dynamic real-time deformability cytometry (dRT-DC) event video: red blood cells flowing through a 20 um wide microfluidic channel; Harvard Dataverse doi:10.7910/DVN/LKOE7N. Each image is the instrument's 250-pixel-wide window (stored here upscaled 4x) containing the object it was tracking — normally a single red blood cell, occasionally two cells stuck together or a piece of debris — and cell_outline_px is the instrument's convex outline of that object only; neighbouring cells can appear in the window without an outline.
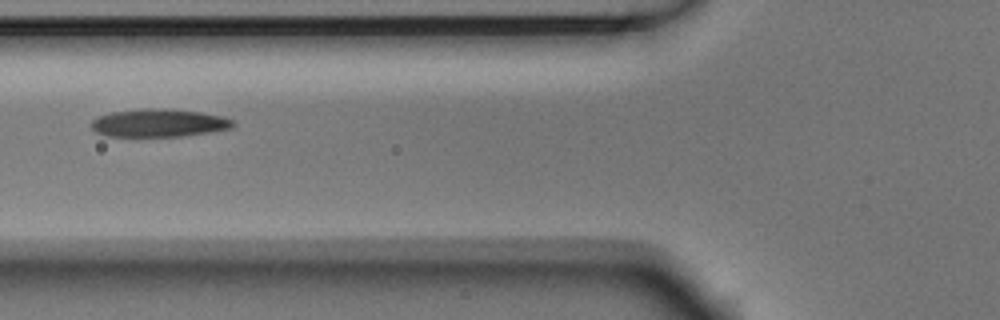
{"species": "Egyptian fruit bat (a non-hibernating species)", "species_latin": "Rousettus aegyptiacus", "temperature_condition": "room temperature", "stored_images_in_passage": 5, "camera_frame_rate_fps": 3000, "um_per_image_px": 0.085, "animal": {"sex": "male"}, "frame": {"image": 1, "passage_image": 5, "time_ms": 1.333, "image_size_px": [1000, 320], "cell_outline_px": [[236, 124], [232, 128], [208, 132], [180, 136], [104, 136], [96, 132], [92, 128], [92, 120], [100, 116], [112, 112], [140, 108], [164, 108], [200, 112], [220, 116], [232, 120]], "centroid_in_image_um": [13.49, 10.44], "position_along_channel_um": 112.3, "area_um2": 22.95}}